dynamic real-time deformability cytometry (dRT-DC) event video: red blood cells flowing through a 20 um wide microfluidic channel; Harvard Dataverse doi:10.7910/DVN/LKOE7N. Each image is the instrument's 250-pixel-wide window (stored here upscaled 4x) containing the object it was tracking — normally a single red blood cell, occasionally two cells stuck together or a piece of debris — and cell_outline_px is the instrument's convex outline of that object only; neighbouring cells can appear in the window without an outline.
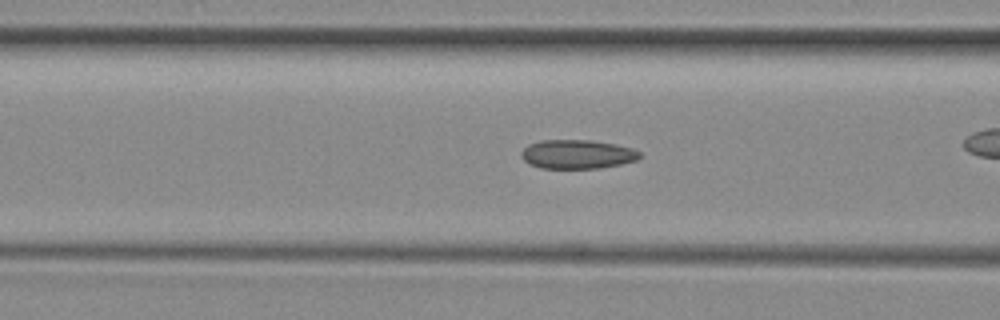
{"species": "common noctule bat (a hibernating species)", "species_latin": "Nyctalus noctula", "temperature_condition": "room temperature", "stored_images_in_passage": 26, "camera_frame_rate_fps": 3000, "um_per_image_px": 0.085, "animal": {"sex": "female", "body_mass_g": 29.2, "forearm_length_mm": 56.3}, "frame": {"image": 1, "passage_image": 5, "time_ms": 1.333, "image_size_px": [1000, 320], "cell_outline_px": [[640, 156], [636, 160], [620, 164], [600, 168], [540, 168], [524, 160], [520, 156], [520, 152], [528, 144], [544, 140], [592, 140], [616, 144], [632, 148], [640, 152]], "centroid_in_image_um": [49.06, 13.1], "position_along_channel_um": 117.5, "area_um2": 19.94}}
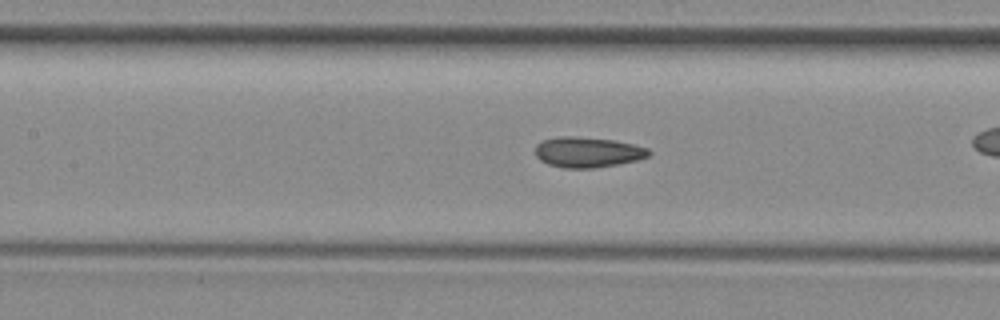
{"frame": {"image": 2, "passage_image": 8, "time_ms": 2.333, "image_size_px": [1000, 320], "cell_outline_px": [[652, 152], [648, 156], [636, 160], [596, 168], [564, 168], [548, 164], [540, 160], [536, 156], [536, 144], [544, 140], [560, 136], [576, 136], [612, 140], [632, 144], [648, 148]], "centroid_in_image_um": [49.94, 12.93], "position_along_channel_um": 157.5, "area_um2": 20.0}}